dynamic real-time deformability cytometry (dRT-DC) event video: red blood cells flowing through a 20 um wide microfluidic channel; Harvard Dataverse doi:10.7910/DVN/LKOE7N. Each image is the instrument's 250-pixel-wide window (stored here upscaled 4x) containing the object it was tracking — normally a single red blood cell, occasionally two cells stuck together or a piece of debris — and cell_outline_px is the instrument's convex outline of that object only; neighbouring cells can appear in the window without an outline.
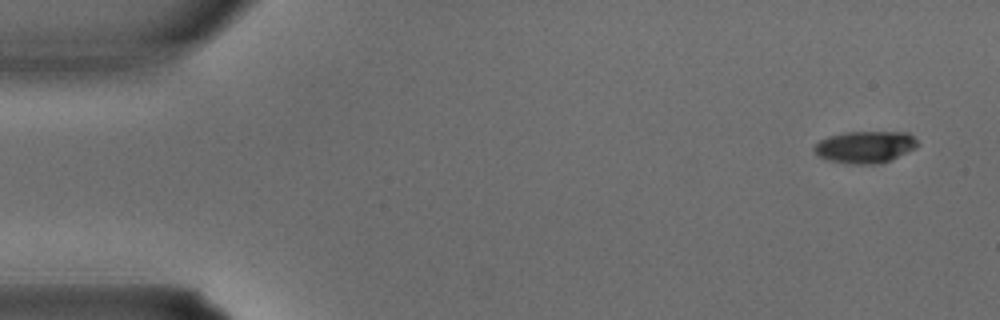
{"species": "common noctule bat (a hibernating species)", "species_latin": "Nyctalus noctula", "temperature_condition": "warm", "stored_images_in_passage": 3, "camera_frame_rate_fps": 3000, "um_per_image_px": 0.085, "animal": {"sex": "male", "body_mass_g": 15.6}, "frame": {"image": 1, "passage_image": 1, "time_ms": 0.0, "image_size_px": [1000, 320], "cell_outline_px": [[920, 144], [916, 148], [888, 160], [876, 164], [848, 164], [828, 160], [820, 156], [812, 148], [820, 140], [828, 136], [844, 132], [908, 132]], "centroid_in_image_um": [73.53, 12.48], "position_along_channel_um": 11.5, "area_um2": 19.13}}
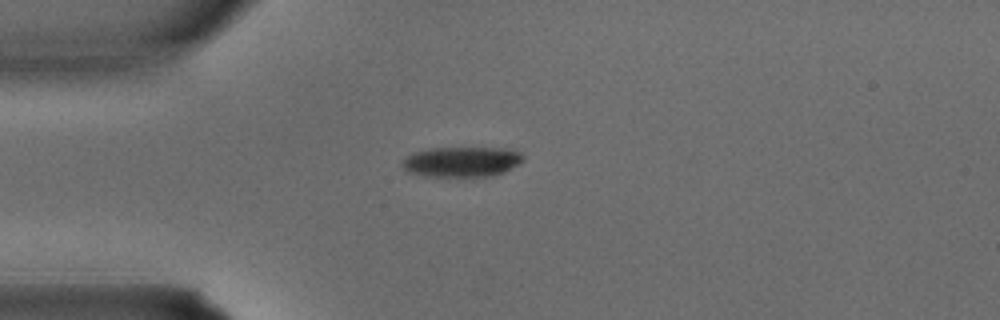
{"frame": {"image": 2, "passage_image": 3, "time_ms": 0.667, "image_size_px": [1000, 320], "cell_outline_px": [[524, 160], [520, 164], [504, 172], [492, 176], [424, 176], [408, 172], [400, 164], [400, 160], [412, 152], [428, 148], [504, 148], [520, 152], [524, 156]], "centroid_in_image_um": [39.22, 13.74], "position_along_channel_um": 45.8, "area_um2": 21.56}}